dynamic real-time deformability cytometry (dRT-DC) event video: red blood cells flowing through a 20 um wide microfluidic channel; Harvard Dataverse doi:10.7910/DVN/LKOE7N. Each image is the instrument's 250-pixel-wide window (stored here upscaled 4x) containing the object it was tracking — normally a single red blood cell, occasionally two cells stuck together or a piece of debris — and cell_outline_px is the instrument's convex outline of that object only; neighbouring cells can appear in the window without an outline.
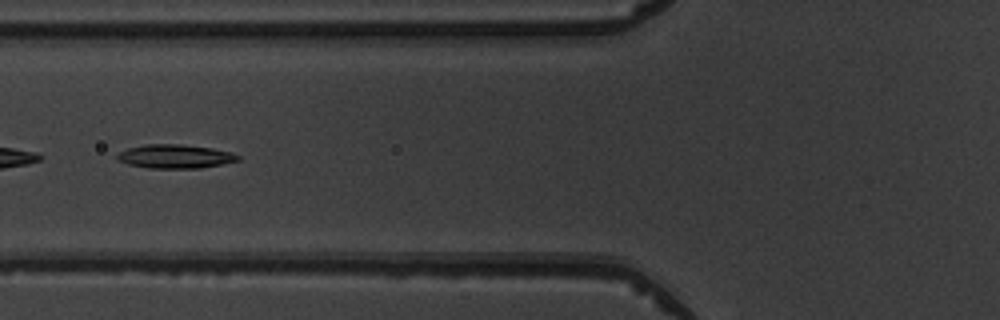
{"species": "common noctule bat (a hibernating species)", "species_latin": "Nyctalus noctula", "temperature_condition": "warm", "stored_images_in_passage": 6, "camera_frame_rate_fps": 3000, "um_per_image_px": 0.085, "animal": {"sex": "male", "body_mass_g": 19.5, "forearm_length_mm": 54.6}, "frame": {"image": 1, "passage_image": 5, "time_ms": 4.667, "image_size_px": [1000, 320], "cell_outline_px": [[240, 160], [200, 168], [148, 168], [128, 164], [116, 160], [116, 156], [120, 152], [128, 148], [144, 144], [180, 144], [212, 148], [232, 152], [240, 156]], "centroid_in_image_um": [14.87, 13.29], "position_along_channel_um": 110.9, "area_um2": 16.76}}
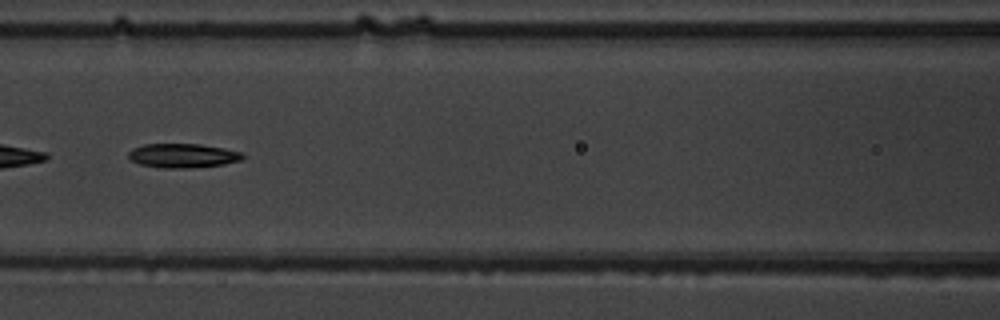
{"frame": {"image": 2, "passage_image": 6, "time_ms": 5.667, "image_size_px": [1000, 320], "cell_outline_px": [[244, 156], [240, 160], [224, 164], [188, 168], [164, 168], [140, 164], [128, 160], [128, 152], [132, 148], [144, 144], [200, 144], [224, 148], [240, 152]], "centroid_in_image_um": [15.48, 13.22], "position_along_channel_um": 151.1, "area_um2": 16.07}}